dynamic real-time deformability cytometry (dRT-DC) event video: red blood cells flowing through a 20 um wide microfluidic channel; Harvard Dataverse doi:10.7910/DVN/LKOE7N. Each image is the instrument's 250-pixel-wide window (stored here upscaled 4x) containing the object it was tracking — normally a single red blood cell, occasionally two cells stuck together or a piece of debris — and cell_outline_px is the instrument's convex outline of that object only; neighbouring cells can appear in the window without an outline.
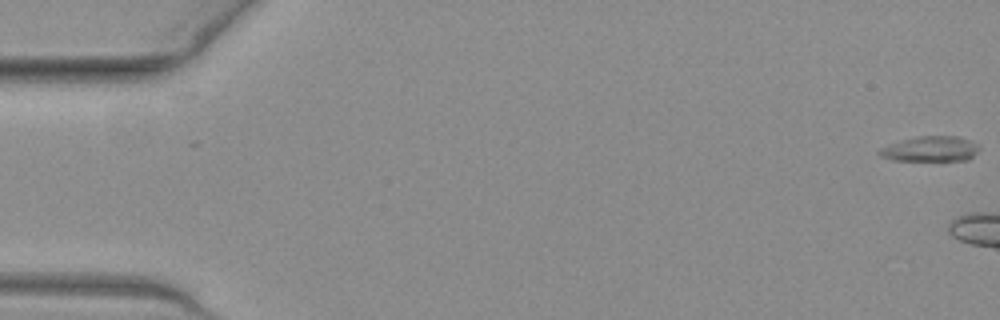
{"species": "common noctule bat (a hibernating species)", "species_latin": "Nyctalus noctula", "temperature_condition": "warm", "stored_images_in_passage": 5, "camera_frame_rate_fps": 3000, "um_per_image_px": 0.085, "animal": {"sex": "female", "body_mass_g": 19.3, "forearm_length_mm": 54.1}, "frame": {"image": 1, "passage_image": 1, "time_ms": 0.0, "image_size_px": [1000, 320], "cell_outline_px": [[980, 148], [968, 160], [892, 160], [880, 156], [876, 152], [880, 148], [904, 140], [920, 136], [956, 136], [968, 140], [976, 144]], "centroid_in_image_um": [79.07, 12.67], "position_along_channel_um": 5.9, "area_um2": 14.33}}